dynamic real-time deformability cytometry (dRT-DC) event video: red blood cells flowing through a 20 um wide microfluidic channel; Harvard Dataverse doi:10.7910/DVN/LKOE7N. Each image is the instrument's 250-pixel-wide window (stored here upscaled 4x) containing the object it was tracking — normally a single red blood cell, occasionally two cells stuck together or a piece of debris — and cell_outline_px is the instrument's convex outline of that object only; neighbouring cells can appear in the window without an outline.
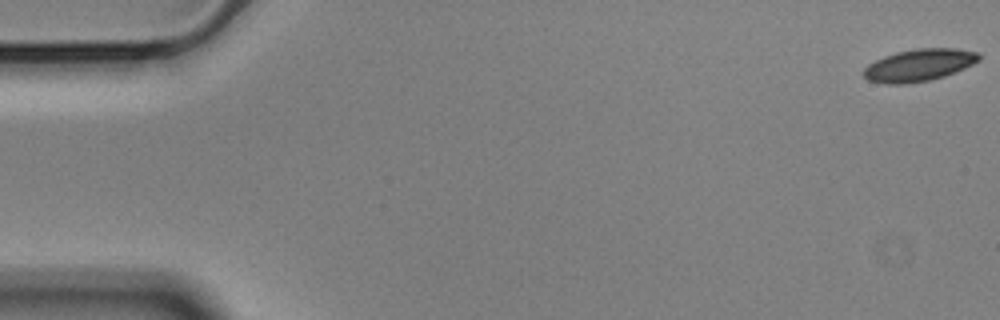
{"species": "Egyptian fruit bat (a non-hibernating species)", "species_latin": "Rousettus aegyptiacus", "temperature_condition": "cold", "stored_images_in_passage": 57, "camera_frame_rate_fps": 3000, "um_per_image_px": 0.085, "animal": {"sex": "male"}, "frame": {"image": 1, "passage_image": 1, "time_ms": 0.0, "image_size_px": [1000, 320], "cell_outline_px": [[980, 60], [956, 72], [944, 76], [928, 80], [904, 84], [884, 84], [868, 80], [864, 76], [864, 68], [868, 64], [884, 56], [896, 52], [916, 48], [956, 48], [980, 52]], "centroid_in_image_um": [78.13, 5.53], "position_along_channel_um": 6.9, "area_um2": 21.68}}
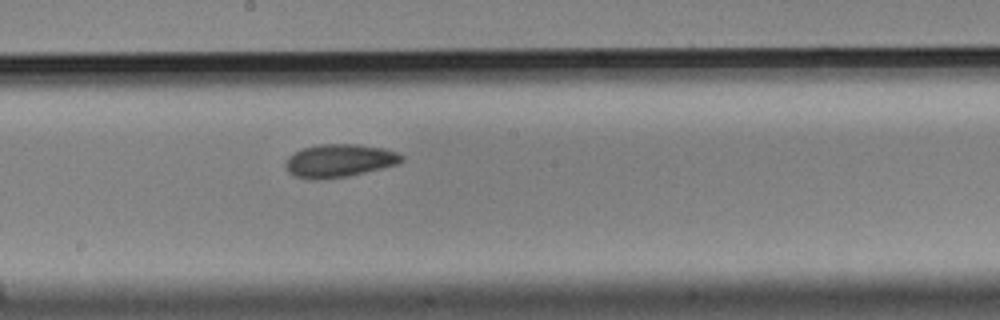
{"frame": {"image": 2, "passage_image": 31, "time_ms": 10.0, "image_size_px": [1000, 320], "cell_outline_px": [[404, 160], [396, 164], [348, 176], [320, 180], [308, 180], [292, 176], [288, 172], [284, 164], [288, 156], [304, 148], [320, 144], [356, 144], [384, 148], [396, 152], [404, 156]], "centroid_in_image_um": [28.79, 13.67], "position_along_channel_um": 219.4, "area_um2": 22.43}}
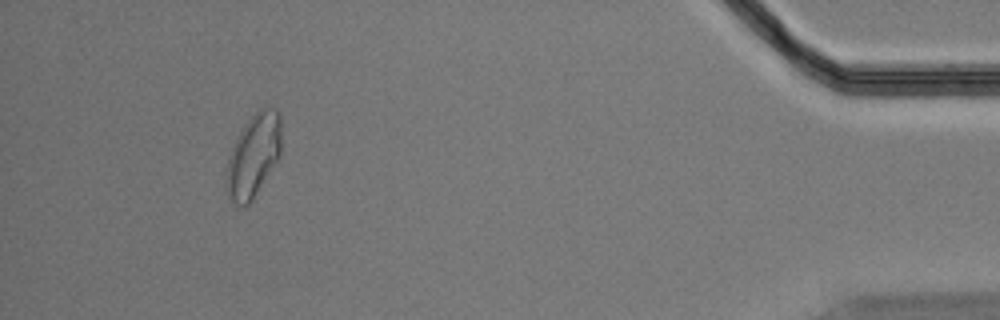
{"frame": {"image": 3, "passage_image": 53, "time_ms": 17.333, "image_size_px": [1000, 320], "cell_outline_px": [[280, 156], [252, 200], [248, 204], [236, 204], [228, 196], [224, 184], [228, 156], [244, 124], [260, 108], [276, 108], [280, 112]], "centroid_in_image_um": [21.53, 13.22], "position_along_channel_um": 413.7, "area_um2": 26.41}, "authors_computed_cell_mechanics": {"area_um2": 22.3108, "velocity_mm_per_s": 3.5309, "shape_relaxation_time_tau1_ms": 8.7728, "shape_relaxation_time_tau2_ms": 5.7048, "deformation_change_tau1": 0.1483, "deformation_change_tau2": 0.1096}}